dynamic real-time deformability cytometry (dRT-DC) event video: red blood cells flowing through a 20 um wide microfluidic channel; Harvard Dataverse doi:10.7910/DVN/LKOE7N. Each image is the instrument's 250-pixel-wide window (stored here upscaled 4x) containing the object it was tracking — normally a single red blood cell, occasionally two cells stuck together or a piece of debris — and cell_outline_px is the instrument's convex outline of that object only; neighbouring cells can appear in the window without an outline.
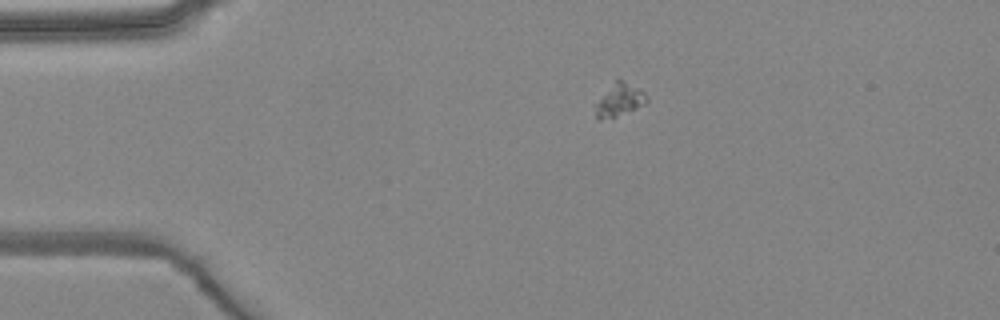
{"species": "common noctule bat (a hibernating species)", "species_latin": "Nyctalus noctula", "temperature_condition": "warm", "stored_images_in_passage": 4, "camera_frame_rate_fps": 3000, "um_per_image_px": 0.085, "animal": {"sex": "female", "body_mass_g": 24.6, "forearm_length_mm": 56.2}, "frame": {"image": 1, "passage_image": 1, "time_ms": 0.0, "image_size_px": [1000, 320], "cell_outline_px": [[648, 100], [644, 104], [636, 108], [616, 116], [600, 120], [596, 116], [592, 104], [616, 76], [624, 80], [644, 92], [648, 96]], "centroid_in_image_um": [52.57, 8.44], "position_along_channel_um": 32.4, "area_um2": 10.23}}